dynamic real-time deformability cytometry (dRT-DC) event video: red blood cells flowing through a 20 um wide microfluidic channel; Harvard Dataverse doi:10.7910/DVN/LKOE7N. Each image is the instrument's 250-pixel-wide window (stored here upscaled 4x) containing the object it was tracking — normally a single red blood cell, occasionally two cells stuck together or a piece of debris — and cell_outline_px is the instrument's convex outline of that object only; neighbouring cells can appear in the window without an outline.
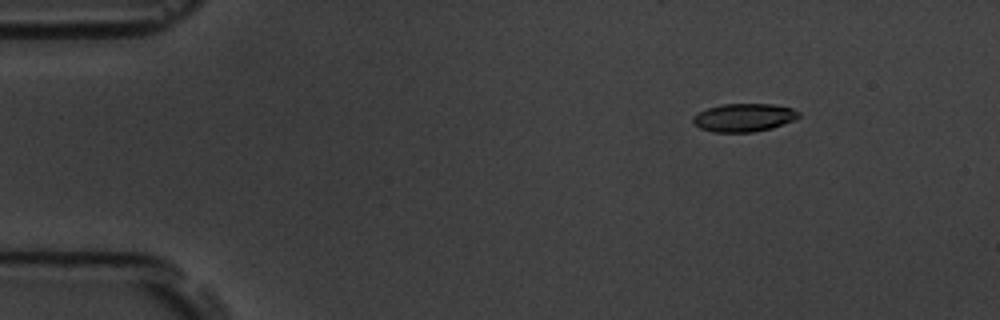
{"species": "common noctule bat (a hibernating species)", "species_latin": "Nyctalus noctula", "temperature_condition": "room temperature", "stored_images_in_passage": 6, "camera_frame_rate_fps": 3000, "um_per_image_px": 0.085, "animal": {"sex": "male", "body_mass_g": 19.5, "forearm_length_mm": 54.6}, "frame": {"image": 1, "passage_image": 3, "time_ms": 0.667, "image_size_px": [1000, 320], "cell_outline_px": [[800, 116], [792, 120], [772, 128], [752, 132], [712, 132], [700, 128], [692, 124], [692, 116], [708, 108], [724, 104], [772, 104], [792, 108], [800, 112]], "centroid_in_image_um": [63.2, 9.99], "position_along_channel_um": 21.8, "area_um2": 17.28}}
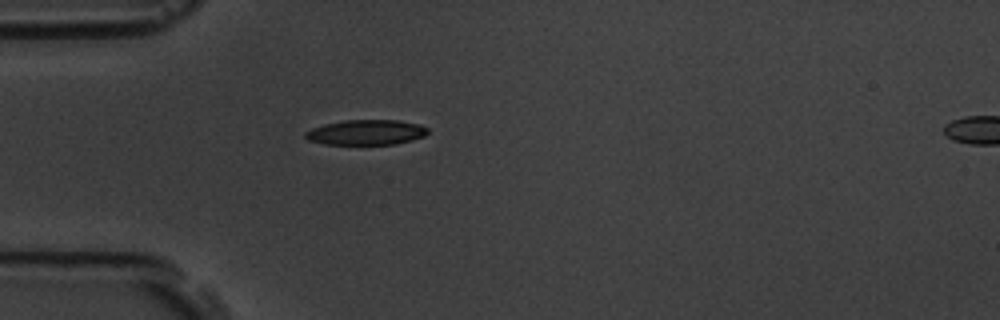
{"frame": {"image": 2, "passage_image": 5, "time_ms": 1.333, "image_size_px": [1000, 320], "cell_outline_px": [[428, 132], [424, 136], [412, 140], [396, 144], [324, 144], [308, 140], [304, 136], [304, 132], [312, 128], [324, 124], [344, 120], [396, 120], [420, 124], [428, 128]], "centroid_in_image_um": [31.12, 11.25], "position_along_channel_um": 53.9, "area_um2": 17.98}}